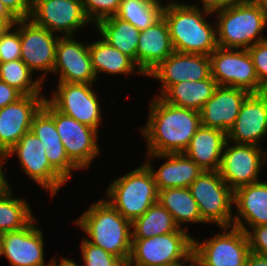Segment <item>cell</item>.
I'll list each match as a JSON object with an SVG mask.
<instances>
[{
	"instance_id": "obj_1",
	"label": "cell",
	"mask_w": 267,
	"mask_h": 266,
	"mask_svg": "<svg viewBox=\"0 0 267 266\" xmlns=\"http://www.w3.org/2000/svg\"><path fill=\"white\" fill-rule=\"evenodd\" d=\"M149 108L148 122L141 128L148 154L183 153L201 126L200 112L172 105L160 97L150 102Z\"/></svg>"
},
{
	"instance_id": "obj_2",
	"label": "cell",
	"mask_w": 267,
	"mask_h": 266,
	"mask_svg": "<svg viewBox=\"0 0 267 266\" xmlns=\"http://www.w3.org/2000/svg\"><path fill=\"white\" fill-rule=\"evenodd\" d=\"M200 11L197 5L186 3L168 2L164 6L162 16L176 52L209 56L218 47L216 29L204 17L212 12Z\"/></svg>"
},
{
	"instance_id": "obj_3",
	"label": "cell",
	"mask_w": 267,
	"mask_h": 266,
	"mask_svg": "<svg viewBox=\"0 0 267 266\" xmlns=\"http://www.w3.org/2000/svg\"><path fill=\"white\" fill-rule=\"evenodd\" d=\"M75 223L89 235L91 240L87 241L127 264L132 244L131 221L106 200L92 204Z\"/></svg>"
},
{
	"instance_id": "obj_4",
	"label": "cell",
	"mask_w": 267,
	"mask_h": 266,
	"mask_svg": "<svg viewBox=\"0 0 267 266\" xmlns=\"http://www.w3.org/2000/svg\"><path fill=\"white\" fill-rule=\"evenodd\" d=\"M216 12L218 47L248 49L267 39L260 36L267 25V10L259 5L245 0Z\"/></svg>"
},
{
	"instance_id": "obj_5",
	"label": "cell",
	"mask_w": 267,
	"mask_h": 266,
	"mask_svg": "<svg viewBox=\"0 0 267 266\" xmlns=\"http://www.w3.org/2000/svg\"><path fill=\"white\" fill-rule=\"evenodd\" d=\"M106 191V201L131 222L158 201L156 182L146 164L111 182Z\"/></svg>"
},
{
	"instance_id": "obj_6",
	"label": "cell",
	"mask_w": 267,
	"mask_h": 266,
	"mask_svg": "<svg viewBox=\"0 0 267 266\" xmlns=\"http://www.w3.org/2000/svg\"><path fill=\"white\" fill-rule=\"evenodd\" d=\"M186 230L187 227L173 233L132 239L126 266H173L193 262V237Z\"/></svg>"
},
{
	"instance_id": "obj_7",
	"label": "cell",
	"mask_w": 267,
	"mask_h": 266,
	"mask_svg": "<svg viewBox=\"0 0 267 266\" xmlns=\"http://www.w3.org/2000/svg\"><path fill=\"white\" fill-rule=\"evenodd\" d=\"M196 200L202 221L226 230L233 224L234 191L218 171H202L188 187Z\"/></svg>"
},
{
	"instance_id": "obj_8",
	"label": "cell",
	"mask_w": 267,
	"mask_h": 266,
	"mask_svg": "<svg viewBox=\"0 0 267 266\" xmlns=\"http://www.w3.org/2000/svg\"><path fill=\"white\" fill-rule=\"evenodd\" d=\"M217 47L210 55L211 77L218 86L241 88L249 93H262L252 58L247 49Z\"/></svg>"
},
{
	"instance_id": "obj_9",
	"label": "cell",
	"mask_w": 267,
	"mask_h": 266,
	"mask_svg": "<svg viewBox=\"0 0 267 266\" xmlns=\"http://www.w3.org/2000/svg\"><path fill=\"white\" fill-rule=\"evenodd\" d=\"M231 231L216 234L198 243L193 239V262L197 266H244L250 253L246 232L230 226Z\"/></svg>"
},
{
	"instance_id": "obj_10",
	"label": "cell",
	"mask_w": 267,
	"mask_h": 266,
	"mask_svg": "<svg viewBox=\"0 0 267 266\" xmlns=\"http://www.w3.org/2000/svg\"><path fill=\"white\" fill-rule=\"evenodd\" d=\"M45 152L39 138L29 131L0 160L17 153L23 171L53 196L67 181L51 166Z\"/></svg>"
},
{
	"instance_id": "obj_11",
	"label": "cell",
	"mask_w": 267,
	"mask_h": 266,
	"mask_svg": "<svg viewBox=\"0 0 267 266\" xmlns=\"http://www.w3.org/2000/svg\"><path fill=\"white\" fill-rule=\"evenodd\" d=\"M228 146L227 140L218 171L226 184L235 191L242 186L259 182L260 168L267 160L266 153L262 152L260 146L246 144Z\"/></svg>"
},
{
	"instance_id": "obj_12",
	"label": "cell",
	"mask_w": 267,
	"mask_h": 266,
	"mask_svg": "<svg viewBox=\"0 0 267 266\" xmlns=\"http://www.w3.org/2000/svg\"><path fill=\"white\" fill-rule=\"evenodd\" d=\"M53 120L69 160L78 168L89 167L99 154L98 130L79 123L53 106Z\"/></svg>"
},
{
	"instance_id": "obj_13",
	"label": "cell",
	"mask_w": 267,
	"mask_h": 266,
	"mask_svg": "<svg viewBox=\"0 0 267 266\" xmlns=\"http://www.w3.org/2000/svg\"><path fill=\"white\" fill-rule=\"evenodd\" d=\"M92 84L59 82L53 98L47 99L58 111L79 123L98 129L101 112Z\"/></svg>"
},
{
	"instance_id": "obj_14",
	"label": "cell",
	"mask_w": 267,
	"mask_h": 266,
	"mask_svg": "<svg viewBox=\"0 0 267 266\" xmlns=\"http://www.w3.org/2000/svg\"><path fill=\"white\" fill-rule=\"evenodd\" d=\"M29 19L52 33H63L64 37L73 36L76 29L91 23L82 0H33Z\"/></svg>"
},
{
	"instance_id": "obj_15",
	"label": "cell",
	"mask_w": 267,
	"mask_h": 266,
	"mask_svg": "<svg viewBox=\"0 0 267 266\" xmlns=\"http://www.w3.org/2000/svg\"><path fill=\"white\" fill-rule=\"evenodd\" d=\"M45 97L24 95L15 103L0 109V159L21 139L31 131L32 120L40 110Z\"/></svg>"
},
{
	"instance_id": "obj_16",
	"label": "cell",
	"mask_w": 267,
	"mask_h": 266,
	"mask_svg": "<svg viewBox=\"0 0 267 266\" xmlns=\"http://www.w3.org/2000/svg\"><path fill=\"white\" fill-rule=\"evenodd\" d=\"M53 34L29 18L20 19V59L31 71L53 72L56 45L60 37Z\"/></svg>"
},
{
	"instance_id": "obj_17",
	"label": "cell",
	"mask_w": 267,
	"mask_h": 266,
	"mask_svg": "<svg viewBox=\"0 0 267 266\" xmlns=\"http://www.w3.org/2000/svg\"><path fill=\"white\" fill-rule=\"evenodd\" d=\"M53 72L60 73L59 82L93 84L97 77L92 67L89 44L77 42L73 36L59 37Z\"/></svg>"
},
{
	"instance_id": "obj_18",
	"label": "cell",
	"mask_w": 267,
	"mask_h": 266,
	"mask_svg": "<svg viewBox=\"0 0 267 266\" xmlns=\"http://www.w3.org/2000/svg\"><path fill=\"white\" fill-rule=\"evenodd\" d=\"M148 76L162 82L161 94L182 81H200L211 77L210 58L207 55L174 51Z\"/></svg>"
},
{
	"instance_id": "obj_19",
	"label": "cell",
	"mask_w": 267,
	"mask_h": 266,
	"mask_svg": "<svg viewBox=\"0 0 267 266\" xmlns=\"http://www.w3.org/2000/svg\"><path fill=\"white\" fill-rule=\"evenodd\" d=\"M267 134V91L250 93L243 101L227 140L235 144L259 146Z\"/></svg>"
},
{
	"instance_id": "obj_20",
	"label": "cell",
	"mask_w": 267,
	"mask_h": 266,
	"mask_svg": "<svg viewBox=\"0 0 267 266\" xmlns=\"http://www.w3.org/2000/svg\"><path fill=\"white\" fill-rule=\"evenodd\" d=\"M35 222L36 219L21 230L1 234L2 255L12 266H45L43 233Z\"/></svg>"
},
{
	"instance_id": "obj_21",
	"label": "cell",
	"mask_w": 267,
	"mask_h": 266,
	"mask_svg": "<svg viewBox=\"0 0 267 266\" xmlns=\"http://www.w3.org/2000/svg\"><path fill=\"white\" fill-rule=\"evenodd\" d=\"M250 93L241 88L218 86L200 110L201 125L228 133Z\"/></svg>"
},
{
	"instance_id": "obj_22",
	"label": "cell",
	"mask_w": 267,
	"mask_h": 266,
	"mask_svg": "<svg viewBox=\"0 0 267 266\" xmlns=\"http://www.w3.org/2000/svg\"><path fill=\"white\" fill-rule=\"evenodd\" d=\"M31 131L45 147L51 166L67 181L71 170L78 169L68 158L53 120V105L45 99L32 120Z\"/></svg>"
},
{
	"instance_id": "obj_23",
	"label": "cell",
	"mask_w": 267,
	"mask_h": 266,
	"mask_svg": "<svg viewBox=\"0 0 267 266\" xmlns=\"http://www.w3.org/2000/svg\"><path fill=\"white\" fill-rule=\"evenodd\" d=\"M136 51L138 73L148 75L175 50L167 23L162 16L146 30L140 31Z\"/></svg>"
},
{
	"instance_id": "obj_24",
	"label": "cell",
	"mask_w": 267,
	"mask_h": 266,
	"mask_svg": "<svg viewBox=\"0 0 267 266\" xmlns=\"http://www.w3.org/2000/svg\"><path fill=\"white\" fill-rule=\"evenodd\" d=\"M233 203L239 215L233 216L232 226L248 231L241 218L246 220L249 228L267 225V182L259 181L236 189Z\"/></svg>"
},
{
	"instance_id": "obj_25",
	"label": "cell",
	"mask_w": 267,
	"mask_h": 266,
	"mask_svg": "<svg viewBox=\"0 0 267 266\" xmlns=\"http://www.w3.org/2000/svg\"><path fill=\"white\" fill-rule=\"evenodd\" d=\"M226 141L223 131L201 125L183 154L203 171H219Z\"/></svg>"
},
{
	"instance_id": "obj_26",
	"label": "cell",
	"mask_w": 267,
	"mask_h": 266,
	"mask_svg": "<svg viewBox=\"0 0 267 266\" xmlns=\"http://www.w3.org/2000/svg\"><path fill=\"white\" fill-rule=\"evenodd\" d=\"M153 157L168 159L157 171L152 169L150 162L146 160V165L151 169L158 190L167 188H188L203 171L195 161L189 159L183 153L148 154V158Z\"/></svg>"
},
{
	"instance_id": "obj_27",
	"label": "cell",
	"mask_w": 267,
	"mask_h": 266,
	"mask_svg": "<svg viewBox=\"0 0 267 266\" xmlns=\"http://www.w3.org/2000/svg\"><path fill=\"white\" fill-rule=\"evenodd\" d=\"M217 87L212 77L200 81H182L170 86L160 98L172 105L200 112Z\"/></svg>"
},
{
	"instance_id": "obj_28",
	"label": "cell",
	"mask_w": 267,
	"mask_h": 266,
	"mask_svg": "<svg viewBox=\"0 0 267 266\" xmlns=\"http://www.w3.org/2000/svg\"><path fill=\"white\" fill-rule=\"evenodd\" d=\"M95 26L105 41L132 58L136 63L140 31L134 25L117 16H111L100 20Z\"/></svg>"
},
{
	"instance_id": "obj_29",
	"label": "cell",
	"mask_w": 267,
	"mask_h": 266,
	"mask_svg": "<svg viewBox=\"0 0 267 266\" xmlns=\"http://www.w3.org/2000/svg\"><path fill=\"white\" fill-rule=\"evenodd\" d=\"M89 54L96 77L102 71L126 75L135 71L137 65L132 58L112 47L104 39L90 43Z\"/></svg>"
},
{
	"instance_id": "obj_30",
	"label": "cell",
	"mask_w": 267,
	"mask_h": 266,
	"mask_svg": "<svg viewBox=\"0 0 267 266\" xmlns=\"http://www.w3.org/2000/svg\"><path fill=\"white\" fill-rule=\"evenodd\" d=\"M158 202L171 213L179 228H183L180 224L184 222L204 223L189 188L158 190Z\"/></svg>"
},
{
	"instance_id": "obj_31",
	"label": "cell",
	"mask_w": 267,
	"mask_h": 266,
	"mask_svg": "<svg viewBox=\"0 0 267 266\" xmlns=\"http://www.w3.org/2000/svg\"><path fill=\"white\" fill-rule=\"evenodd\" d=\"M132 239H145L178 231L171 213L158 201L131 222ZM134 228V230H133Z\"/></svg>"
},
{
	"instance_id": "obj_32",
	"label": "cell",
	"mask_w": 267,
	"mask_h": 266,
	"mask_svg": "<svg viewBox=\"0 0 267 266\" xmlns=\"http://www.w3.org/2000/svg\"><path fill=\"white\" fill-rule=\"evenodd\" d=\"M11 193L8 184L0 191V234L21 230L35 219L26 200L14 199Z\"/></svg>"
},
{
	"instance_id": "obj_33",
	"label": "cell",
	"mask_w": 267,
	"mask_h": 266,
	"mask_svg": "<svg viewBox=\"0 0 267 266\" xmlns=\"http://www.w3.org/2000/svg\"><path fill=\"white\" fill-rule=\"evenodd\" d=\"M162 5L156 0H121L115 16L143 31L162 17Z\"/></svg>"
},
{
	"instance_id": "obj_34",
	"label": "cell",
	"mask_w": 267,
	"mask_h": 266,
	"mask_svg": "<svg viewBox=\"0 0 267 266\" xmlns=\"http://www.w3.org/2000/svg\"><path fill=\"white\" fill-rule=\"evenodd\" d=\"M31 73L32 71L21 59L0 62L1 81L16 88L23 95H39L42 88V79H44L46 73L42 75L41 79L35 81H32Z\"/></svg>"
},
{
	"instance_id": "obj_35",
	"label": "cell",
	"mask_w": 267,
	"mask_h": 266,
	"mask_svg": "<svg viewBox=\"0 0 267 266\" xmlns=\"http://www.w3.org/2000/svg\"><path fill=\"white\" fill-rule=\"evenodd\" d=\"M84 265L83 266H126L116 256L106 252L86 239L81 245Z\"/></svg>"
},
{
	"instance_id": "obj_36",
	"label": "cell",
	"mask_w": 267,
	"mask_h": 266,
	"mask_svg": "<svg viewBox=\"0 0 267 266\" xmlns=\"http://www.w3.org/2000/svg\"><path fill=\"white\" fill-rule=\"evenodd\" d=\"M83 9L90 22H96L115 16L121 0H82Z\"/></svg>"
},
{
	"instance_id": "obj_37",
	"label": "cell",
	"mask_w": 267,
	"mask_h": 266,
	"mask_svg": "<svg viewBox=\"0 0 267 266\" xmlns=\"http://www.w3.org/2000/svg\"><path fill=\"white\" fill-rule=\"evenodd\" d=\"M16 31L10 27L0 38V62L14 61L21 58L20 19L16 22ZM19 26V27H18Z\"/></svg>"
},
{
	"instance_id": "obj_38",
	"label": "cell",
	"mask_w": 267,
	"mask_h": 266,
	"mask_svg": "<svg viewBox=\"0 0 267 266\" xmlns=\"http://www.w3.org/2000/svg\"><path fill=\"white\" fill-rule=\"evenodd\" d=\"M247 50L252 58L259 82L267 91V39L254 44Z\"/></svg>"
},
{
	"instance_id": "obj_39",
	"label": "cell",
	"mask_w": 267,
	"mask_h": 266,
	"mask_svg": "<svg viewBox=\"0 0 267 266\" xmlns=\"http://www.w3.org/2000/svg\"><path fill=\"white\" fill-rule=\"evenodd\" d=\"M246 231L250 251L267 256V225L252 227Z\"/></svg>"
},
{
	"instance_id": "obj_40",
	"label": "cell",
	"mask_w": 267,
	"mask_h": 266,
	"mask_svg": "<svg viewBox=\"0 0 267 266\" xmlns=\"http://www.w3.org/2000/svg\"><path fill=\"white\" fill-rule=\"evenodd\" d=\"M8 11L18 20L30 17L33 0H0Z\"/></svg>"
},
{
	"instance_id": "obj_41",
	"label": "cell",
	"mask_w": 267,
	"mask_h": 266,
	"mask_svg": "<svg viewBox=\"0 0 267 266\" xmlns=\"http://www.w3.org/2000/svg\"><path fill=\"white\" fill-rule=\"evenodd\" d=\"M23 96L24 95L16 88L0 80V109L6 105L15 103Z\"/></svg>"
},
{
	"instance_id": "obj_42",
	"label": "cell",
	"mask_w": 267,
	"mask_h": 266,
	"mask_svg": "<svg viewBox=\"0 0 267 266\" xmlns=\"http://www.w3.org/2000/svg\"><path fill=\"white\" fill-rule=\"evenodd\" d=\"M243 1L245 0H202V7H204V10L216 13L218 10L228 8Z\"/></svg>"
},
{
	"instance_id": "obj_43",
	"label": "cell",
	"mask_w": 267,
	"mask_h": 266,
	"mask_svg": "<svg viewBox=\"0 0 267 266\" xmlns=\"http://www.w3.org/2000/svg\"><path fill=\"white\" fill-rule=\"evenodd\" d=\"M244 266H267V256L250 251Z\"/></svg>"
},
{
	"instance_id": "obj_44",
	"label": "cell",
	"mask_w": 267,
	"mask_h": 266,
	"mask_svg": "<svg viewBox=\"0 0 267 266\" xmlns=\"http://www.w3.org/2000/svg\"><path fill=\"white\" fill-rule=\"evenodd\" d=\"M0 20L17 21V19L8 11L4 4L0 1Z\"/></svg>"
},
{
	"instance_id": "obj_45",
	"label": "cell",
	"mask_w": 267,
	"mask_h": 266,
	"mask_svg": "<svg viewBox=\"0 0 267 266\" xmlns=\"http://www.w3.org/2000/svg\"><path fill=\"white\" fill-rule=\"evenodd\" d=\"M17 21H4L0 20V38L5 34V32L12 26L16 24Z\"/></svg>"
},
{
	"instance_id": "obj_46",
	"label": "cell",
	"mask_w": 267,
	"mask_h": 266,
	"mask_svg": "<svg viewBox=\"0 0 267 266\" xmlns=\"http://www.w3.org/2000/svg\"><path fill=\"white\" fill-rule=\"evenodd\" d=\"M50 266H57V261H55V258L51 260ZM59 266H78V265L70 259L62 258Z\"/></svg>"
},
{
	"instance_id": "obj_47",
	"label": "cell",
	"mask_w": 267,
	"mask_h": 266,
	"mask_svg": "<svg viewBox=\"0 0 267 266\" xmlns=\"http://www.w3.org/2000/svg\"><path fill=\"white\" fill-rule=\"evenodd\" d=\"M2 161L0 160V191L3 190L6 186H7V181H6V177L5 174L3 172V167H2Z\"/></svg>"
},
{
	"instance_id": "obj_48",
	"label": "cell",
	"mask_w": 267,
	"mask_h": 266,
	"mask_svg": "<svg viewBox=\"0 0 267 266\" xmlns=\"http://www.w3.org/2000/svg\"><path fill=\"white\" fill-rule=\"evenodd\" d=\"M249 1H251V2L259 5L263 9L267 10V0H249Z\"/></svg>"
},
{
	"instance_id": "obj_49",
	"label": "cell",
	"mask_w": 267,
	"mask_h": 266,
	"mask_svg": "<svg viewBox=\"0 0 267 266\" xmlns=\"http://www.w3.org/2000/svg\"><path fill=\"white\" fill-rule=\"evenodd\" d=\"M0 256L2 255V239H1V234H0Z\"/></svg>"
},
{
	"instance_id": "obj_50",
	"label": "cell",
	"mask_w": 267,
	"mask_h": 266,
	"mask_svg": "<svg viewBox=\"0 0 267 266\" xmlns=\"http://www.w3.org/2000/svg\"><path fill=\"white\" fill-rule=\"evenodd\" d=\"M189 266H197L194 262H191Z\"/></svg>"
}]
</instances>
